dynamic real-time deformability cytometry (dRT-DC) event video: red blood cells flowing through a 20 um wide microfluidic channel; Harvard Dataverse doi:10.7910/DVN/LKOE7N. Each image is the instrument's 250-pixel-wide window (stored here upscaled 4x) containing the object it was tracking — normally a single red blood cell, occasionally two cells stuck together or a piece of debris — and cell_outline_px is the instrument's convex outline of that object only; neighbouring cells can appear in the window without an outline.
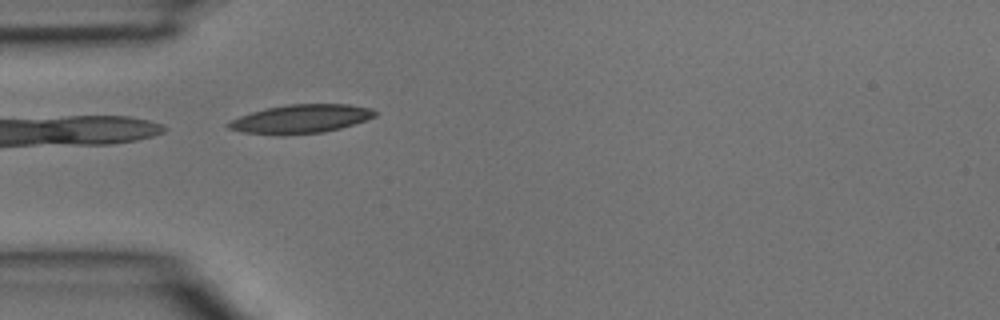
{"species": "common noctule bat (a hibernating species)", "species_latin": "Nyctalus noctula", "temperature_condition": "room temperature", "stored_images_in_passage": 1, "camera_frame_rate_fps": 3000, "um_per_image_px": 0.085, "animal": {"sex": "male", "body_mass_g": 15.6}, "frame": {"image": 1, "passage_image": 1, "time_ms": 0.0, "image_size_px": [1000, 320], "cell_outline_px": [[376, 116], [340, 128], [324, 132], [244, 132], [228, 128], [224, 124], [240, 116], [252, 112], [268, 108], [288, 104], [348, 104], [372, 108], [376, 112]], "centroid_in_image_um": [25.63, 10.05], "position_along_channel_um": 59.4, "area_um2": 23.29}}